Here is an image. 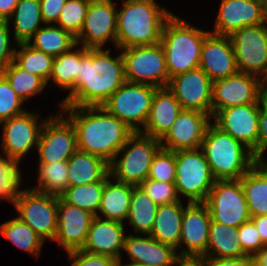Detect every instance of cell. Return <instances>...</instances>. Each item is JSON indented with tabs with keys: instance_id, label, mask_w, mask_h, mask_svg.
<instances>
[{
	"instance_id": "obj_1",
	"label": "cell",
	"mask_w": 267,
	"mask_h": 266,
	"mask_svg": "<svg viewBox=\"0 0 267 266\" xmlns=\"http://www.w3.org/2000/svg\"><path fill=\"white\" fill-rule=\"evenodd\" d=\"M111 49H88L79 62L75 89L60 106H102L126 81L122 53L113 57Z\"/></svg>"
},
{
	"instance_id": "obj_2",
	"label": "cell",
	"mask_w": 267,
	"mask_h": 266,
	"mask_svg": "<svg viewBox=\"0 0 267 266\" xmlns=\"http://www.w3.org/2000/svg\"><path fill=\"white\" fill-rule=\"evenodd\" d=\"M60 107V112L68 114L66 118L75 129L78 150L101 157L108 163L134 133L102 106Z\"/></svg>"
},
{
	"instance_id": "obj_3",
	"label": "cell",
	"mask_w": 267,
	"mask_h": 266,
	"mask_svg": "<svg viewBox=\"0 0 267 266\" xmlns=\"http://www.w3.org/2000/svg\"><path fill=\"white\" fill-rule=\"evenodd\" d=\"M172 15L156 0H123L117 11V50L159 43L163 27Z\"/></svg>"
},
{
	"instance_id": "obj_4",
	"label": "cell",
	"mask_w": 267,
	"mask_h": 266,
	"mask_svg": "<svg viewBox=\"0 0 267 266\" xmlns=\"http://www.w3.org/2000/svg\"><path fill=\"white\" fill-rule=\"evenodd\" d=\"M200 149L215 180L240 179L257 162V157L241 142L210 123Z\"/></svg>"
},
{
	"instance_id": "obj_5",
	"label": "cell",
	"mask_w": 267,
	"mask_h": 266,
	"mask_svg": "<svg viewBox=\"0 0 267 266\" xmlns=\"http://www.w3.org/2000/svg\"><path fill=\"white\" fill-rule=\"evenodd\" d=\"M209 33L174 14L166 21L160 44L169 79L199 67L203 41Z\"/></svg>"
},
{
	"instance_id": "obj_6",
	"label": "cell",
	"mask_w": 267,
	"mask_h": 266,
	"mask_svg": "<svg viewBox=\"0 0 267 266\" xmlns=\"http://www.w3.org/2000/svg\"><path fill=\"white\" fill-rule=\"evenodd\" d=\"M161 148L160 139L134 132L109 163L110 177L138 186L148 178L152 161Z\"/></svg>"
},
{
	"instance_id": "obj_7",
	"label": "cell",
	"mask_w": 267,
	"mask_h": 266,
	"mask_svg": "<svg viewBox=\"0 0 267 266\" xmlns=\"http://www.w3.org/2000/svg\"><path fill=\"white\" fill-rule=\"evenodd\" d=\"M12 204L17 217L29 225L43 241H54L57 231L58 196L31 188L19 189Z\"/></svg>"
},
{
	"instance_id": "obj_8",
	"label": "cell",
	"mask_w": 267,
	"mask_h": 266,
	"mask_svg": "<svg viewBox=\"0 0 267 266\" xmlns=\"http://www.w3.org/2000/svg\"><path fill=\"white\" fill-rule=\"evenodd\" d=\"M156 89L151 85L125 81L102 107L134 132H140L148 119Z\"/></svg>"
},
{
	"instance_id": "obj_9",
	"label": "cell",
	"mask_w": 267,
	"mask_h": 266,
	"mask_svg": "<svg viewBox=\"0 0 267 266\" xmlns=\"http://www.w3.org/2000/svg\"><path fill=\"white\" fill-rule=\"evenodd\" d=\"M175 186L178 196L187 197L189 203L205 202L215 179L203 151L180 150L175 152Z\"/></svg>"
},
{
	"instance_id": "obj_10",
	"label": "cell",
	"mask_w": 267,
	"mask_h": 266,
	"mask_svg": "<svg viewBox=\"0 0 267 266\" xmlns=\"http://www.w3.org/2000/svg\"><path fill=\"white\" fill-rule=\"evenodd\" d=\"M124 61L125 80L157 88L169 83L165 54L159 43L120 49Z\"/></svg>"
},
{
	"instance_id": "obj_11",
	"label": "cell",
	"mask_w": 267,
	"mask_h": 266,
	"mask_svg": "<svg viewBox=\"0 0 267 266\" xmlns=\"http://www.w3.org/2000/svg\"><path fill=\"white\" fill-rule=\"evenodd\" d=\"M204 203L211 221L238 228L251 219L240 179L215 180Z\"/></svg>"
},
{
	"instance_id": "obj_12",
	"label": "cell",
	"mask_w": 267,
	"mask_h": 266,
	"mask_svg": "<svg viewBox=\"0 0 267 266\" xmlns=\"http://www.w3.org/2000/svg\"><path fill=\"white\" fill-rule=\"evenodd\" d=\"M238 72L267 83V22L234 31L230 36Z\"/></svg>"
},
{
	"instance_id": "obj_13",
	"label": "cell",
	"mask_w": 267,
	"mask_h": 266,
	"mask_svg": "<svg viewBox=\"0 0 267 266\" xmlns=\"http://www.w3.org/2000/svg\"><path fill=\"white\" fill-rule=\"evenodd\" d=\"M266 92L265 82L244 72L215 80L212 84L211 118L225 108L259 104V99Z\"/></svg>"
},
{
	"instance_id": "obj_14",
	"label": "cell",
	"mask_w": 267,
	"mask_h": 266,
	"mask_svg": "<svg viewBox=\"0 0 267 266\" xmlns=\"http://www.w3.org/2000/svg\"><path fill=\"white\" fill-rule=\"evenodd\" d=\"M39 119L37 112L26 110L21 115L0 123L3 127L1 148L4 157L20 164L21 159L28 155L31 148L37 149L41 130L48 117L45 120Z\"/></svg>"
},
{
	"instance_id": "obj_15",
	"label": "cell",
	"mask_w": 267,
	"mask_h": 266,
	"mask_svg": "<svg viewBox=\"0 0 267 266\" xmlns=\"http://www.w3.org/2000/svg\"><path fill=\"white\" fill-rule=\"evenodd\" d=\"M113 0H90L81 33L76 44L88 49L103 48L117 33V3Z\"/></svg>"
},
{
	"instance_id": "obj_16",
	"label": "cell",
	"mask_w": 267,
	"mask_h": 266,
	"mask_svg": "<svg viewBox=\"0 0 267 266\" xmlns=\"http://www.w3.org/2000/svg\"><path fill=\"white\" fill-rule=\"evenodd\" d=\"M77 150L76 132L71 122L61 112L49 116L37 144L39 163L67 161Z\"/></svg>"
},
{
	"instance_id": "obj_17",
	"label": "cell",
	"mask_w": 267,
	"mask_h": 266,
	"mask_svg": "<svg viewBox=\"0 0 267 266\" xmlns=\"http://www.w3.org/2000/svg\"><path fill=\"white\" fill-rule=\"evenodd\" d=\"M213 81L200 68H195L169 79L167 88L182 109L197 110L211 117Z\"/></svg>"
},
{
	"instance_id": "obj_18",
	"label": "cell",
	"mask_w": 267,
	"mask_h": 266,
	"mask_svg": "<svg viewBox=\"0 0 267 266\" xmlns=\"http://www.w3.org/2000/svg\"><path fill=\"white\" fill-rule=\"evenodd\" d=\"M210 224L211 216L207 205L204 202L187 201L177 255L202 257L206 253Z\"/></svg>"
},
{
	"instance_id": "obj_19",
	"label": "cell",
	"mask_w": 267,
	"mask_h": 266,
	"mask_svg": "<svg viewBox=\"0 0 267 266\" xmlns=\"http://www.w3.org/2000/svg\"><path fill=\"white\" fill-rule=\"evenodd\" d=\"M213 119L217 127L241 142L257 157L259 104L225 108Z\"/></svg>"
},
{
	"instance_id": "obj_20",
	"label": "cell",
	"mask_w": 267,
	"mask_h": 266,
	"mask_svg": "<svg viewBox=\"0 0 267 266\" xmlns=\"http://www.w3.org/2000/svg\"><path fill=\"white\" fill-rule=\"evenodd\" d=\"M211 121L208 114L183 109L169 131L160 139L162 148L173 152L200 148Z\"/></svg>"
},
{
	"instance_id": "obj_21",
	"label": "cell",
	"mask_w": 267,
	"mask_h": 266,
	"mask_svg": "<svg viewBox=\"0 0 267 266\" xmlns=\"http://www.w3.org/2000/svg\"><path fill=\"white\" fill-rule=\"evenodd\" d=\"M218 15L214 29L210 31L216 35L230 36L234 31L264 24L267 13L262 1L259 0H220Z\"/></svg>"
},
{
	"instance_id": "obj_22",
	"label": "cell",
	"mask_w": 267,
	"mask_h": 266,
	"mask_svg": "<svg viewBox=\"0 0 267 266\" xmlns=\"http://www.w3.org/2000/svg\"><path fill=\"white\" fill-rule=\"evenodd\" d=\"M95 216L58 197L57 231L54 241L66 252L82 249Z\"/></svg>"
},
{
	"instance_id": "obj_23",
	"label": "cell",
	"mask_w": 267,
	"mask_h": 266,
	"mask_svg": "<svg viewBox=\"0 0 267 266\" xmlns=\"http://www.w3.org/2000/svg\"><path fill=\"white\" fill-rule=\"evenodd\" d=\"M199 67L212 81L236 74L238 70L230 37L210 32L203 41Z\"/></svg>"
},
{
	"instance_id": "obj_24",
	"label": "cell",
	"mask_w": 267,
	"mask_h": 266,
	"mask_svg": "<svg viewBox=\"0 0 267 266\" xmlns=\"http://www.w3.org/2000/svg\"><path fill=\"white\" fill-rule=\"evenodd\" d=\"M124 223L94 217L88 230L87 240L81 250L106 255L115 259L122 257L126 237Z\"/></svg>"
},
{
	"instance_id": "obj_25",
	"label": "cell",
	"mask_w": 267,
	"mask_h": 266,
	"mask_svg": "<svg viewBox=\"0 0 267 266\" xmlns=\"http://www.w3.org/2000/svg\"><path fill=\"white\" fill-rule=\"evenodd\" d=\"M144 236V237H143ZM123 250L132 262L151 266H173L178 257L176 249L153 239L150 235L141 237L132 233L126 235Z\"/></svg>"
},
{
	"instance_id": "obj_26",
	"label": "cell",
	"mask_w": 267,
	"mask_h": 266,
	"mask_svg": "<svg viewBox=\"0 0 267 266\" xmlns=\"http://www.w3.org/2000/svg\"><path fill=\"white\" fill-rule=\"evenodd\" d=\"M182 107L167 88H157L151 103V109L142 134L161 139L172 127Z\"/></svg>"
},
{
	"instance_id": "obj_27",
	"label": "cell",
	"mask_w": 267,
	"mask_h": 266,
	"mask_svg": "<svg viewBox=\"0 0 267 266\" xmlns=\"http://www.w3.org/2000/svg\"><path fill=\"white\" fill-rule=\"evenodd\" d=\"M111 179L110 177L104 184L96 217L124 223V220H127L134 186Z\"/></svg>"
},
{
	"instance_id": "obj_28",
	"label": "cell",
	"mask_w": 267,
	"mask_h": 266,
	"mask_svg": "<svg viewBox=\"0 0 267 266\" xmlns=\"http://www.w3.org/2000/svg\"><path fill=\"white\" fill-rule=\"evenodd\" d=\"M183 205L182 200L158 205L154 226L149 235L158 242L177 249L179 247L181 223L185 208Z\"/></svg>"
},
{
	"instance_id": "obj_29",
	"label": "cell",
	"mask_w": 267,
	"mask_h": 266,
	"mask_svg": "<svg viewBox=\"0 0 267 266\" xmlns=\"http://www.w3.org/2000/svg\"><path fill=\"white\" fill-rule=\"evenodd\" d=\"M247 256L238 239V228L211 221L206 253V260L221 258H243Z\"/></svg>"
},
{
	"instance_id": "obj_30",
	"label": "cell",
	"mask_w": 267,
	"mask_h": 266,
	"mask_svg": "<svg viewBox=\"0 0 267 266\" xmlns=\"http://www.w3.org/2000/svg\"><path fill=\"white\" fill-rule=\"evenodd\" d=\"M69 186L95 183L109 174V163L101 157L77 150L68 160Z\"/></svg>"
},
{
	"instance_id": "obj_31",
	"label": "cell",
	"mask_w": 267,
	"mask_h": 266,
	"mask_svg": "<svg viewBox=\"0 0 267 266\" xmlns=\"http://www.w3.org/2000/svg\"><path fill=\"white\" fill-rule=\"evenodd\" d=\"M250 217L267 215V171L257 161L240 178Z\"/></svg>"
},
{
	"instance_id": "obj_32",
	"label": "cell",
	"mask_w": 267,
	"mask_h": 266,
	"mask_svg": "<svg viewBox=\"0 0 267 266\" xmlns=\"http://www.w3.org/2000/svg\"><path fill=\"white\" fill-rule=\"evenodd\" d=\"M13 22V38L16 44L27 43L44 25L39 0H19L8 23Z\"/></svg>"
},
{
	"instance_id": "obj_33",
	"label": "cell",
	"mask_w": 267,
	"mask_h": 266,
	"mask_svg": "<svg viewBox=\"0 0 267 266\" xmlns=\"http://www.w3.org/2000/svg\"><path fill=\"white\" fill-rule=\"evenodd\" d=\"M27 42L33 48L54 58L76 45V38L56 24H45Z\"/></svg>"
},
{
	"instance_id": "obj_34",
	"label": "cell",
	"mask_w": 267,
	"mask_h": 266,
	"mask_svg": "<svg viewBox=\"0 0 267 266\" xmlns=\"http://www.w3.org/2000/svg\"><path fill=\"white\" fill-rule=\"evenodd\" d=\"M77 46L80 47L79 50L76 48ZM87 51L88 48L76 44L68 52L55 57L49 80H52L55 86L57 85L62 90H68L70 94L75 89L79 62Z\"/></svg>"
},
{
	"instance_id": "obj_35",
	"label": "cell",
	"mask_w": 267,
	"mask_h": 266,
	"mask_svg": "<svg viewBox=\"0 0 267 266\" xmlns=\"http://www.w3.org/2000/svg\"><path fill=\"white\" fill-rule=\"evenodd\" d=\"M158 205L139 187L134 186L127 220L137 234L149 235Z\"/></svg>"
},
{
	"instance_id": "obj_36",
	"label": "cell",
	"mask_w": 267,
	"mask_h": 266,
	"mask_svg": "<svg viewBox=\"0 0 267 266\" xmlns=\"http://www.w3.org/2000/svg\"><path fill=\"white\" fill-rule=\"evenodd\" d=\"M0 233L19 249L39 258L44 241L17 216L1 224Z\"/></svg>"
},
{
	"instance_id": "obj_37",
	"label": "cell",
	"mask_w": 267,
	"mask_h": 266,
	"mask_svg": "<svg viewBox=\"0 0 267 266\" xmlns=\"http://www.w3.org/2000/svg\"><path fill=\"white\" fill-rule=\"evenodd\" d=\"M37 168L38 184L32 190L59 197L68 188L67 161L39 163Z\"/></svg>"
},
{
	"instance_id": "obj_38",
	"label": "cell",
	"mask_w": 267,
	"mask_h": 266,
	"mask_svg": "<svg viewBox=\"0 0 267 266\" xmlns=\"http://www.w3.org/2000/svg\"><path fill=\"white\" fill-rule=\"evenodd\" d=\"M109 178L110 175L108 174L103 180L95 183L68 186L59 197L65 203L75 205L96 216L99 211L104 184Z\"/></svg>"
},
{
	"instance_id": "obj_39",
	"label": "cell",
	"mask_w": 267,
	"mask_h": 266,
	"mask_svg": "<svg viewBox=\"0 0 267 266\" xmlns=\"http://www.w3.org/2000/svg\"><path fill=\"white\" fill-rule=\"evenodd\" d=\"M15 49L14 62L23 70L41 77L47 84L52 73L54 57L30 46L20 43Z\"/></svg>"
},
{
	"instance_id": "obj_40",
	"label": "cell",
	"mask_w": 267,
	"mask_h": 266,
	"mask_svg": "<svg viewBox=\"0 0 267 266\" xmlns=\"http://www.w3.org/2000/svg\"><path fill=\"white\" fill-rule=\"evenodd\" d=\"M0 73L24 102L36 94H40L47 86L41 77L21 69L14 61Z\"/></svg>"
},
{
	"instance_id": "obj_41",
	"label": "cell",
	"mask_w": 267,
	"mask_h": 266,
	"mask_svg": "<svg viewBox=\"0 0 267 266\" xmlns=\"http://www.w3.org/2000/svg\"><path fill=\"white\" fill-rule=\"evenodd\" d=\"M89 2L90 0H67L56 25L77 38L81 33Z\"/></svg>"
},
{
	"instance_id": "obj_42",
	"label": "cell",
	"mask_w": 267,
	"mask_h": 266,
	"mask_svg": "<svg viewBox=\"0 0 267 266\" xmlns=\"http://www.w3.org/2000/svg\"><path fill=\"white\" fill-rule=\"evenodd\" d=\"M20 165L4 156H0V200L10 203L18 193L22 177ZM22 176V177H21Z\"/></svg>"
},
{
	"instance_id": "obj_43",
	"label": "cell",
	"mask_w": 267,
	"mask_h": 266,
	"mask_svg": "<svg viewBox=\"0 0 267 266\" xmlns=\"http://www.w3.org/2000/svg\"><path fill=\"white\" fill-rule=\"evenodd\" d=\"M148 178L156 181L175 183V152L161 148L152 161Z\"/></svg>"
},
{
	"instance_id": "obj_44",
	"label": "cell",
	"mask_w": 267,
	"mask_h": 266,
	"mask_svg": "<svg viewBox=\"0 0 267 266\" xmlns=\"http://www.w3.org/2000/svg\"><path fill=\"white\" fill-rule=\"evenodd\" d=\"M23 103L8 80L0 73V123L24 113L26 110L22 107Z\"/></svg>"
},
{
	"instance_id": "obj_45",
	"label": "cell",
	"mask_w": 267,
	"mask_h": 266,
	"mask_svg": "<svg viewBox=\"0 0 267 266\" xmlns=\"http://www.w3.org/2000/svg\"><path fill=\"white\" fill-rule=\"evenodd\" d=\"M157 205L180 201L174 183L145 179L138 185Z\"/></svg>"
},
{
	"instance_id": "obj_46",
	"label": "cell",
	"mask_w": 267,
	"mask_h": 266,
	"mask_svg": "<svg viewBox=\"0 0 267 266\" xmlns=\"http://www.w3.org/2000/svg\"><path fill=\"white\" fill-rule=\"evenodd\" d=\"M238 239L247 256L254 257L265 246L251 219L238 227Z\"/></svg>"
},
{
	"instance_id": "obj_47",
	"label": "cell",
	"mask_w": 267,
	"mask_h": 266,
	"mask_svg": "<svg viewBox=\"0 0 267 266\" xmlns=\"http://www.w3.org/2000/svg\"><path fill=\"white\" fill-rule=\"evenodd\" d=\"M70 266H116L117 259L106 255L87 253L81 249L66 252Z\"/></svg>"
},
{
	"instance_id": "obj_48",
	"label": "cell",
	"mask_w": 267,
	"mask_h": 266,
	"mask_svg": "<svg viewBox=\"0 0 267 266\" xmlns=\"http://www.w3.org/2000/svg\"><path fill=\"white\" fill-rule=\"evenodd\" d=\"M9 25L8 20H0V71L14 61L16 47H11Z\"/></svg>"
},
{
	"instance_id": "obj_49",
	"label": "cell",
	"mask_w": 267,
	"mask_h": 266,
	"mask_svg": "<svg viewBox=\"0 0 267 266\" xmlns=\"http://www.w3.org/2000/svg\"><path fill=\"white\" fill-rule=\"evenodd\" d=\"M267 149V92L259 99L257 158Z\"/></svg>"
},
{
	"instance_id": "obj_50",
	"label": "cell",
	"mask_w": 267,
	"mask_h": 266,
	"mask_svg": "<svg viewBox=\"0 0 267 266\" xmlns=\"http://www.w3.org/2000/svg\"><path fill=\"white\" fill-rule=\"evenodd\" d=\"M41 15L45 24H56L67 0H39Z\"/></svg>"
},
{
	"instance_id": "obj_51",
	"label": "cell",
	"mask_w": 267,
	"mask_h": 266,
	"mask_svg": "<svg viewBox=\"0 0 267 266\" xmlns=\"http://www.w3.org/2000/svg\"><path fill=\"white\" fill-rule=\"evenodd\" d=\"M208 266H252V256L207 260Z\"/></svg>"
},
{
	"instance_id": "obj_52",
	"label": "cell",
	"mask_w": 267,
	"mask_h": 266,
	"mask_svg": "<svg viewBox=\"0 0 267 266\" xmlns=\"http://www.w3.org/2000/svg\"><path fill=\"white\" fill-rule=\"evenodd\" d=\"M173 266H208L204 257L178 256Z\"/></svg>"
},
{
	"instance_id": "obj_53",
	"label": "cell",
	"mask_w": 267,
	"mask_h": 266,
	"mask_svg": "<svg viewBox=\"0 0 267 266\" xmlns=\"http://www.w3.org/2000/svg\"><path fill=\"white\" fill-rule=\"evenodd\" d=\"M261 237L262 243L267 245V215L251 217Z\"/></svg>"
},
{
	"instance_id": "obj_54",
	"label": "cell",
	"mask_w": 267,
	"mask_h": 266,
	"mask_svg": "<svg viewBox=\"0 0 267 266\" xmlns=\"http://www.w3.org/2000/svg\"><path fill=\"white\" fill-rule=\"evenodd\" d=\"M19 0H0V20H8Z\"/></svg>"
},
{
	"instance_id": "obj_55",
	"label": "cell",
	"mask_w": 267,
	"mask_h": 266,
	"mask_svg": "<svg viewBox=\"0 0 267 266\" xmlns=\"http://www.w3.org/2000/svg\"><path fill=\"white\" fill-rule=\"evenodd\" d=\"M254 258L263 265L267 266V245H265L255 256Z\"/></svg>"
},
{
	"instance_id": "obj_56",
	"label": "cell",
	"mask_w": 267,
	"mask_h": 266,
	"mask_svg": "<svg viewBox=\"0 0 267 266\" xmlns=\"http://www.w3.org/2000/svg\"><path fill=\"white\" fill-rule=\"evenodd\" d=\"M121 260H122V257L117 259L116 266H151V265H147V264H143V263H136V262H132V261H130L131 263L129 262V263L123 264Z\"/></svg>"
},
{
	"instance_id": "obj_57",
	"label": "cell",
	"mask_w": 267,
	"mask_h": 266,
	"mask_svg": "<svg viewBox=\"0 0 267 266\" xmlns=\"http://www.w3.org/2000/svg\"><path fill=\"white\" fill-rule=\"evenodd\" d=\"M257 161L263 166V168L267 171V160L265 159L264 155H260L257 158Z\"/></svg>"
},
{
	"instance_id": "obj_58",
	"label": "cell",
	"mask_w": 267,
	"mask_h": 266,
	"mask_svg": "<svg viewBox=\"0 0 267 266\" xmlns=\"http://www.w3.org/2000/svg\"><path fill=\"white\" fill-rule=\"evenodd\" d=\"M252 266H266V265L260 264L254 257H252Z\"/></svg>"
},
{
	"instance_id": "obj_59",
	"label": "cell",
	"mask_w": 267,
	"mask_h": 266,
	"mask_svg": "<svg viewBox=\"0 0 267 266\" xmlns=\"http://www.w3.org/2000/svg\"><path fill=\"white\" fill-rule=\"evenodd\" d=\"M262 3H263L264 10L267 13V0H262Z\"/></svg>"
}]
</instances>
